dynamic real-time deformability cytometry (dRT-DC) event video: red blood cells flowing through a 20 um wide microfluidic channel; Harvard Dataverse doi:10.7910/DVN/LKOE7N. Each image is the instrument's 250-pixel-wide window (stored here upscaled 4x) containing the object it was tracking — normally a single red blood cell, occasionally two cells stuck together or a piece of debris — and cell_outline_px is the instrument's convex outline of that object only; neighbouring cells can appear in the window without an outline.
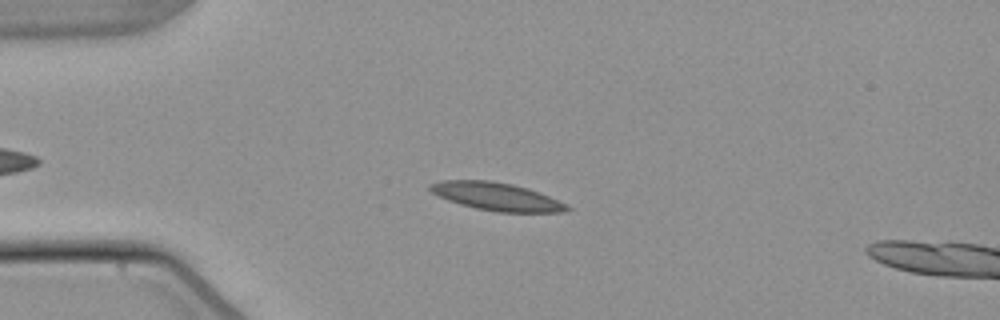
{"species": "common noctule bat (a hibernating species)", "species_latin": "Nyctalus noctula", "temperature_condition": "warm", "stored_images_in_passage": 16, "camera_frame_rate_fps": 3000, "um_per_image_px": 0.085, "animal": {"sex": "male", "body_mass_g": 21.5, "forearm_length_mm": 52.0}, "frame": {"image": 1, "passage_image": 12, "time_ms": 3.667, "image_size_px": [1000, 320], "cell_outline_px": [[572, 208], [564, 212], [496, 212], [476, 208], [460, 204], [448, 200], [432, 192], [428, 188], [428, 184], [440, 180], [492, 180], [512, 184], [528, 188], [540, 192], [568, 204]], "centroid_in_image_um": [42.23, 16.7], "position_along_channel_um": 42.8, "area_um2": 22.43}}